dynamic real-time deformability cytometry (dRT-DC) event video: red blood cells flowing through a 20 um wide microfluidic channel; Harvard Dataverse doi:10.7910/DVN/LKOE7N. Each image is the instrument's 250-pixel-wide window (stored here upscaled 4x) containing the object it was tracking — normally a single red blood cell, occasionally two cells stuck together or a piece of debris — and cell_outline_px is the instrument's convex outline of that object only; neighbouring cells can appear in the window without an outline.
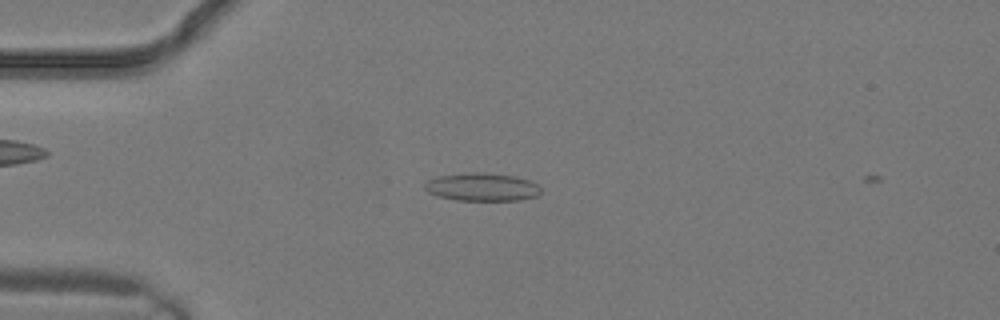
{"species": "common noctule bat (a hibernating species)", "species_latin": "Nyctalus noctula", "temperature_condition": "warm", "stored_images_in_passage": 1, "camera_frame_rate_fps": 3000, "um_per_image_px": 0.085, "animal": {"sex": "male", "body_mass_g": 19.2, "forearm_length_mm": 51.8}, "frame": {"image": 1, "passage_image": 1, "time_ms": 0.0, "image_size_px": [1000, 320], "cell_outline_px": [[540, 192], [536, 196], [520, 200], [456, 200], [440, 196], [428, 192], [424, 188], [424, 184], [428, 180], [440, 176], [468, 172], [484, 172], [516, 176], [532, 180], [540, 188]], "centroid_in_image_um": [40.99, 15.88], "position_along_channel_um": 44.0, "area_um2": 18.96}}